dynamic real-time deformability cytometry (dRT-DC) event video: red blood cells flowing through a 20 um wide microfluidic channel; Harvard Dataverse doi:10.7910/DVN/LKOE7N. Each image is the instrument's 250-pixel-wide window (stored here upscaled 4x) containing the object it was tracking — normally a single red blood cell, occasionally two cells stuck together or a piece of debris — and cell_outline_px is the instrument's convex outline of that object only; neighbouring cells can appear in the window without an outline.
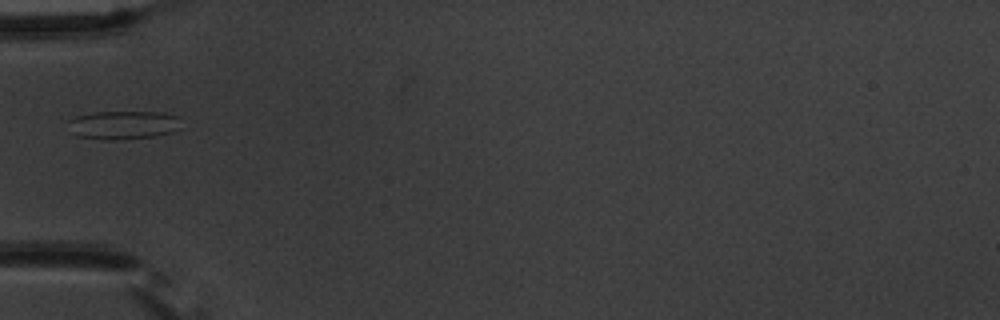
{"species": "common noctule bat (a hibernating species)", "species_latin": "Nyctalus noctula", "temperature_condition": "warm", "stored_images_in_passage": 7, "camera_frame_rate_fps": 3000, "um_per_image_px": 0.085, "animal": {"sex": "male", "body_mass_g": 20.1, "forearm_length_mm": 53.5}, "frame": {"image": 1, "passage_image": 2, "time_ms": 1.333, "image_size_px": [1000, 320], "cell_outline_px": [[184, 128], [172, 132], [156, 136], [120, 140], [112, 140], [76, 136], [68, 120], [76, 116], [96, 112], [160, 112], [180, 116]], "centroid_in_image_um": [10.61, 10.62], "position_along_channel_um": 74.4, "area_um2": 18.96}}
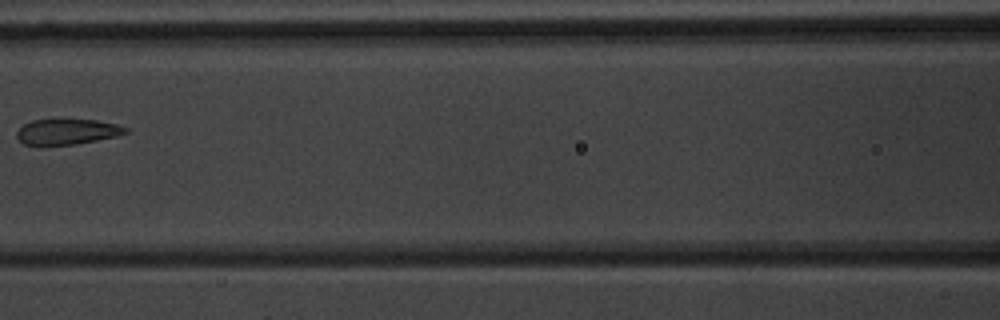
{"frame": {"image": 2, "passage_image": 4, "time_ms": 3.667, "image_size_px": [1000, 320], "cell_outline_px": [[128, 132], [116, 136], [76, 144], [40, 148], [24, 144], [16, 136], [16, 132], [24, 124], [32, 120], [64, 116], [96, 120], [116, 124], [128, 128]], "centroid_in_image_um": [5.63, 11.18], "position_along_channel_um": 161.0, "area_um2": 17.46}}
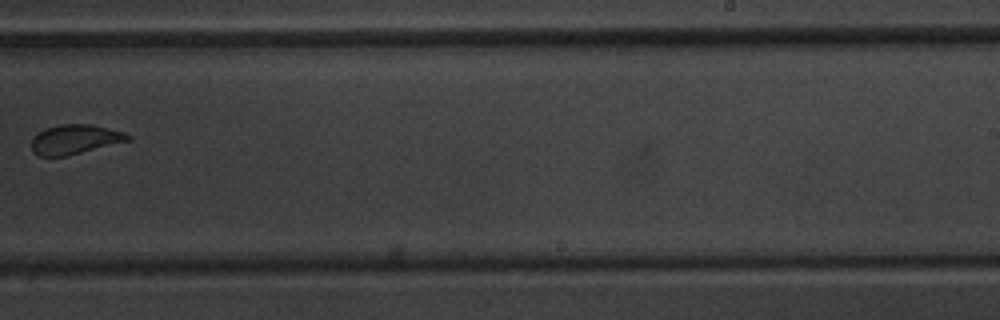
{"frame": {"image": 3, "passage_image": 7, "time_ms": 7.0, "image_size_px": [1000, 320], "cell_outline_px": [[132, 140], [68, 156], [36, 156], [32, 152], [32, 140], [40, 132], [48, 128], [60, 124], [92, 124], [124, 132], [132, 136]], "centroid_in_image_um": [6.42, 11.86], "position_along_channel_um": 282.6, "area_um2": 16.65}}